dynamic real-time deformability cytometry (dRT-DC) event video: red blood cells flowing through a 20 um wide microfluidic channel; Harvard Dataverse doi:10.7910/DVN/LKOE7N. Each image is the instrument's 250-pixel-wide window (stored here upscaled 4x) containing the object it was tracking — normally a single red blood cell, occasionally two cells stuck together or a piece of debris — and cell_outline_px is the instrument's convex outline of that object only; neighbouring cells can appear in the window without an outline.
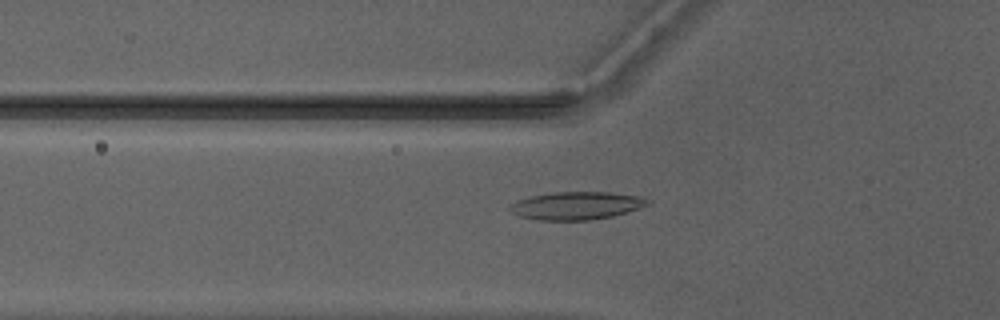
{"species": "Egyptian fruit bat (a non-hibernating species)", "species_latin": "Rousettus aegyptiacus", "temperature_condition": "warm", "stored_images_in_passage": 38, "camera_frame_rate_fps": 3000, "um_per_image_px": 0.085, "animal": {"sex": "male"}, "frame": {"image": 1, "passage_image": 7, "time_ms": 2.0, "image_size_px": [1000, 320], "cell_outline_px": [[648, 204], [612, 216], [588, 220], [536, 220], [520, 216], [512, 212], [508, 208], [516, 200], [532, 196], [552, 192], [608, 192], [636, 196], [648, 200]], "centroid_in_image_um": [48.91, 17.48], "position_along_channel_um": 76.9, "area_um2": 21.91}}
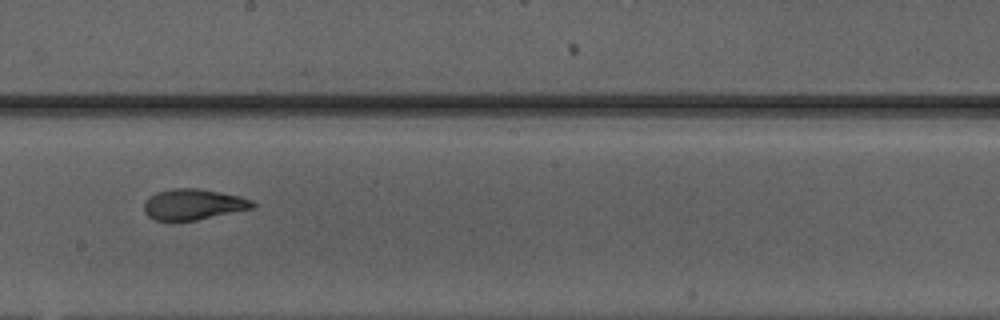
{"frame": {"image": 2, "passage_image": 18, "time_ms": 5.667, "image_size_px": [1000, 320], "cell_outline_px": [[256, 204], [252, 208], [196, 220], [156, 220], [148, 216], [144, 212], [144, 204], [156, 192], [172, 188], [196, 188], [240, 196], [252, 200]], "centroid_in_image_um": [16.43, 17.37], "position_along_channel_um": 231.8, "area_um2": 19.13}}
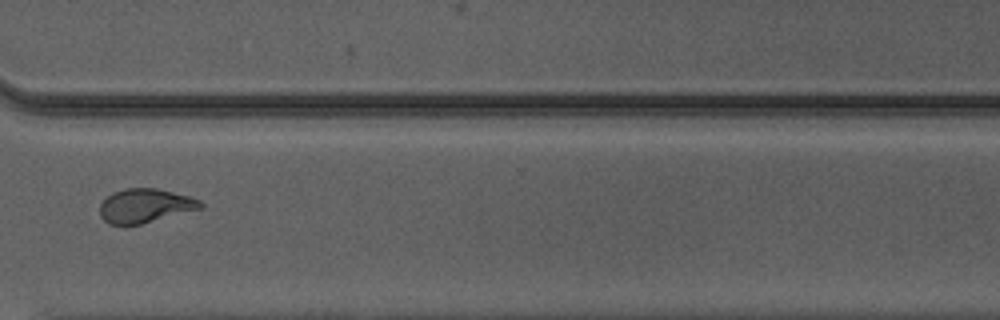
{"frame": {"image": 3, "passage_image": 27, "time_ms": 8.667, "image_size_px": [1000, 320], "cell_outline_px": [[204, 208], [140, 224], [108, 224], [100, 216], [100, 204], [112, 192], [124, 188], [156, 188], [188, 196], [200, 200], [204, 204]], "centroid_in_image_um": [12.34, 17.48], "position_along_channel_um": 358.3, "area_um2": 19.88}, "authors_computed_cell_mechanics": {"area_um2": 19.9988, "velocity_mm_per_s": 4.2063, "shape_relaxation_time_tau1_ms": 7.3049, "shape_relaxation_time_tau2_ms": 1.3414, "deformation_change_tau1": 0.2471, "deformation_change_tau2": 0.0844}}